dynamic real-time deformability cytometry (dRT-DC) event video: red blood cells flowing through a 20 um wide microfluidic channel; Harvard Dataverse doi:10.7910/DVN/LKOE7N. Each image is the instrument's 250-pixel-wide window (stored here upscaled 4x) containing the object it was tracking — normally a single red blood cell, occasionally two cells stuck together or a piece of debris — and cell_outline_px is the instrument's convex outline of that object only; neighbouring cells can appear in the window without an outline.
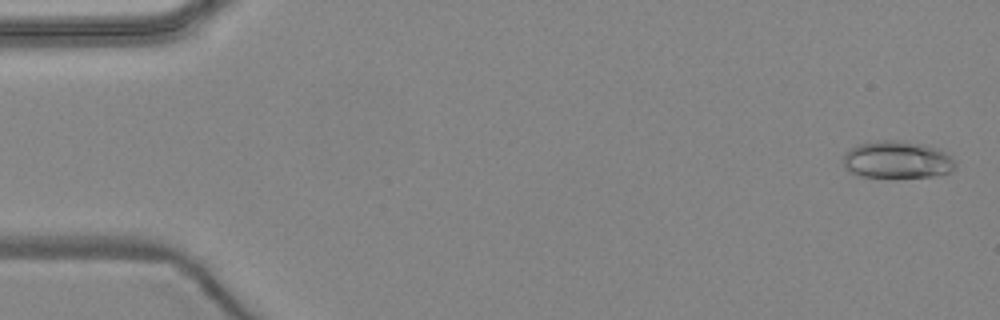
{"species": "common noctule bat (a hibernating species)", "species_latin": "Nyctalus noctula", "temperature_condition": "warm", "stored_images_in_passage": 5, "camera_frame_rate_fps": 3000, "um_per_image_px": 0.085, "animal": {"sex": "female", "body_mass_g": 24.6, "forearm_length_mm": 56.2}, "frame": {"image": 1, "passage_image": 1, "time_ms": 0.0, "image_size_px": [1000, 320], "cell_outline_px": [[956, 168], [948, 172], [936, 176], [896, 180], [892, 180], [860, 176], [848, 172], [844, 164], [844, 152], [848, 148], [856, 144], [880, 140], [896, 140], [928, 144], [940, 148], [952, 156], [956, 164]], "centroid_in_image_um": [76.27, 13.61], "position_along_channel_um": 8.7, "area_um2": 25.78}}